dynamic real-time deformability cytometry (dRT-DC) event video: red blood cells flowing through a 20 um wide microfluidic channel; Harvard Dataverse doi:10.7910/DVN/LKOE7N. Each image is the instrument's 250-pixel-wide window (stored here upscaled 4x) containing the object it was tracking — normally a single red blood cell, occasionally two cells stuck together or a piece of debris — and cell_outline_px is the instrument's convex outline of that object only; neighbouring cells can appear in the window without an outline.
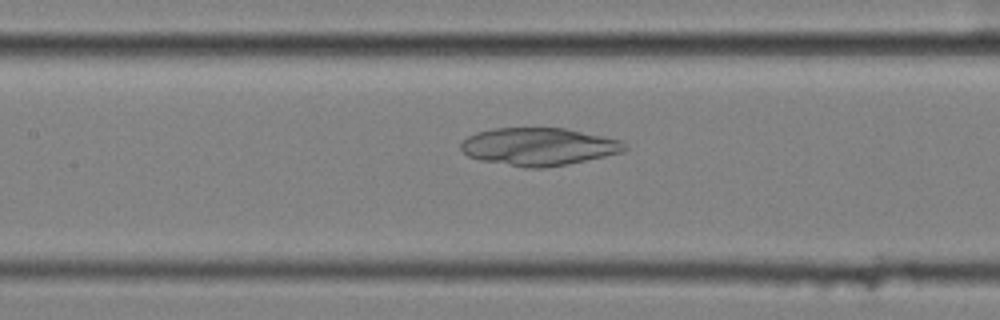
{"species": "common noctule bat (a hibernating species)", "species_latin": "Nyctalus noctula", "temperature_condition": "cold", "stored_images_in_passage": 41, "camera_frame_rate_fps": 3000, "um_per_image_px": 0.085, "animal": {"sex": "female", "body_mass_g": 25.1}, "frame": {"image": 1, "passage_image": 11, "time_ms": 3.333, "image_size_px": [1000, 320], "cell_outline_px": [[628, 148], [624, 152], [568, 164], [544, 168], [524, 168], [480, 160], [468, 156], [460, 148], [460, 144], [468, 136], [476, 132], [492, 128], [564, 128], [620, 140]], "centroid_in_image_um": [45.76, 12.47], "position_along_channel_um": 161.6, "area_um2": 35.95}}
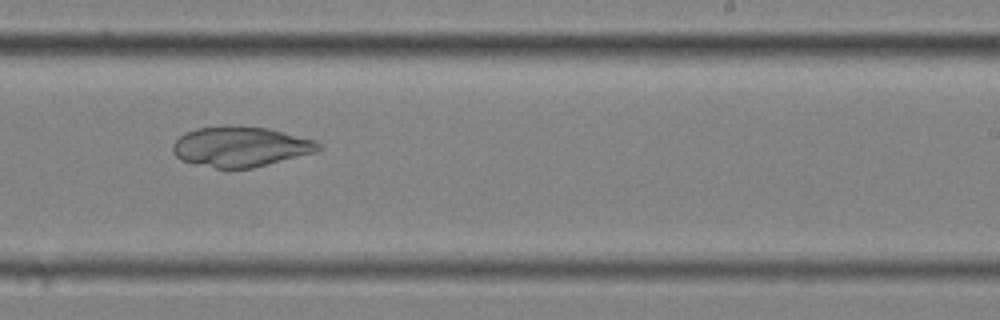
{"frame": {"image": 2, "passage_image": 20, "time_ms": 6.333, "image_size_px": [1000, 320], "cell_outline_px": [[324, 148], [312, 152], [252, 168], [216, 168], [196, 164], [180, 160], [172, 152], [172, 144], [184, 132], [196, 128], [268, 128], [316, 140], [324, 144]], "centroid_in_image_um": [20.44, 12.49], "position_along_channel_um": 268.6, "area_um2": 33.29}}
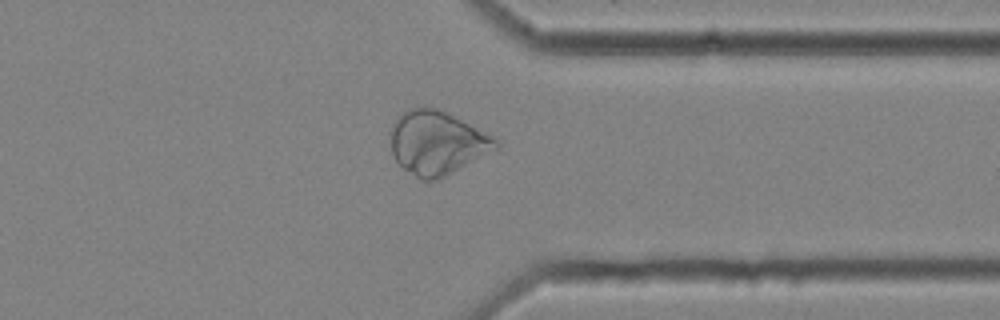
{"frame": {"image": 3, "passage_image": 29, "time_ms": 9.333, "image_size_px": [1000, 320], "cell_outline_px": [[500, 148], [440, 180], [420, 180], [404, 168], [392, 156], [388, 136], [388, 132], [392, 124], [400, 112], [424, 104], [440, 108], [496, 136], [500, 140]], "centroid_in_image_um": [37.16, 12.1], "position_along_channel_um": 374.2, "area_um2": 40.63}}